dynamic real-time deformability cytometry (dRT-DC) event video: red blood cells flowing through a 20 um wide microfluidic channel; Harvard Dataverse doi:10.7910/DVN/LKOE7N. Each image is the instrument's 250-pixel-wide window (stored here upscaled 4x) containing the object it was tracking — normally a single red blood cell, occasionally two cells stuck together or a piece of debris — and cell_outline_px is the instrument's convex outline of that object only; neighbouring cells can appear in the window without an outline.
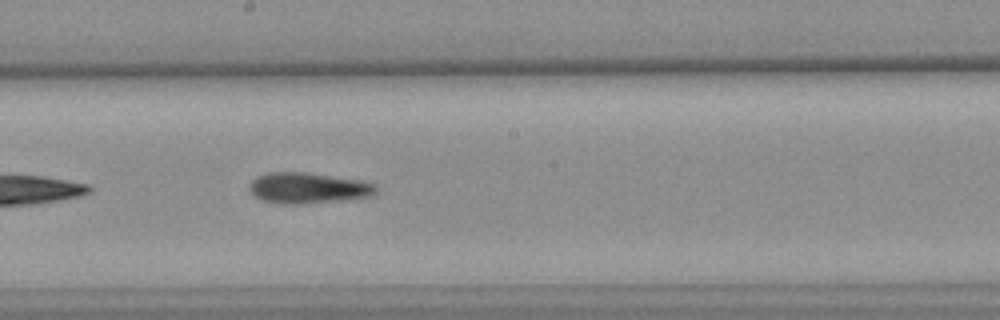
{"species": "common noctule bat (a hibernating species)", "species_latin": "Nyctalus noctula", "temperature_condition": "warm", "stored_images_in_passage": 22, "camera_frame_rate_fps": 3000, "um_per_image_px": 0.085, "animal": {"sex": "female", "body_mass_g": 25.1}, "frame": {"image": 1, "passage_image": 16, "time_ms": 5.0, "image_size_px": [1000, 320], "cell_outline_px": [[376, 192], [368, 196], [340, 200], [296, 204], [280, 204], [264, 200], [256, 196], [248, 188], [252, 180], [256, 176], [268, 172], [304, 172], [364, 180], [376, 184]], "centroid_in_image_um": [26.18, 15.96], "position_along_channel_um": 222.0, "area_um2": 22.6}}
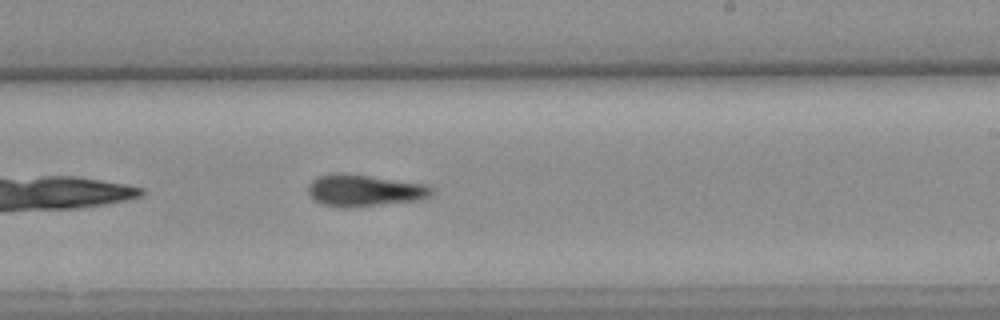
{"frame": {"image": 2, "passage_image": 19, "time_ms": 6.0, "image_size_px": [1000, 320], "cell_outline_px": [[432, 192], [428, 196], [420, 200], [352, 208], [344, 208], [324, 204], [316, 200], [308, 192], [308, 184], [312, 180], [320, 176], [336, 172], [344, 172], [428, 184], [432, 188]], "centroid_in_image_um": [30.98, 16.18], "position_along_channel_um": 258.0, "area_um2": 23.06}}